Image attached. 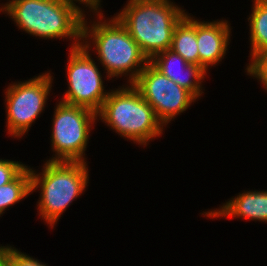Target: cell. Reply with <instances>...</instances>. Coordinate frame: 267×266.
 Instances as JSON below:
<instances>
[{"instance_id":"obj_1","label":"cell","mask_w":267,"mask_h":266,"mask_svg":"<svg viewBox=\"0 0 267 266\" xmlns=\"http://www.w3.org/2000/svg\"><path fill=\"white\" fill-rule=\"evenodd\" d=\"M96 17L99 20L88 26L86 15L84 16L81 45L87 51L94 46L98 60L105 71L107 70V78L129 75L128 83L132 84L149 63V59L116 16L108 18L109 21L104 19L103 13Z\"/></svg>"},{"instance_id":"obj_2","label":"cell","mask_w":267,"mask_h":266,"mask_svg":"<svg viewBox=\"0 0 267 266\" xmlns=\"http://www.w3.org/2000/svg\"><path fill=\"white\" fill-rule=\"evenodd\" d=\"M18 28L42 39H74L70 48L81 45L84 15L60 0H9L0 7Z\"/></svg>"},{"instance_id":"obj_3","label":"cell","mask_w":267,"mask_h":266,"mask_svg":"<svg viewBox=\"0 0 267 266\" xmlns=\"http://www.w3.org/2000/svg\"><path fill=\"white\" fill-rule=\"evenodd\" d=\"M115 15L150 60L170 49L173 32L187 14L170 0H128Z\"/></svg>"},{"instance_id":"obj_4","label":"cell","mask_w":267,"mask_h":266,"mask_svg":"<svg viewBox=\"0 0 267 266\" xmlns=\"http://www.w3.org/2000/svg\"><path fill=\"white\" fill-rule=\"evenodd\" d=\"M87 166L82 161H46L38 174L30 167L31 193L41 191L38 214L51 228L88 186Z\"/></svg>"},{"instance_id":"obj_5","label":"cell","mask_w":267,"mask_h":266,"mask_svg":"<svg viewBox=\"0 0 267 266\" xmlns=\"http://www.w3.org/2000/svg\"><path fill=\"white\" fill-rule=\"evenodd\" d=\"M97 117L120 137L145 147L164 130L152 106L132 84L111 90Z\"/></svg>"},{"instance_id":"obj_6","label":"cell","mask_w":267,"mask_h":266,"mask_svg":"<svg viewBox=\"0 0 267 266\" xmlns=\"http://www.w3.org/2000/svg\"><path fill=\"white\" fill-rule=\"evenodd\" d=\"M52 119L51 149L56 154L47 161H82L92 125L98 120L93 110L59 101Z\"/></svg>"},{"instance_id":"obj_7","label":"cell","mask_w":267,"mask_h":266,"mask_svg":"<svg viewBox=\"0 0 267 266\" xmlns=\"http://www.w3.org/2000/svg\"><path fill=\"white\" fill-rule=\"evenodd\" d=\"M52 77L50 73L45 72L7 87L4 92L6 127L11 137L22 138L44 110L52 87Z\"/></svg>"},{"instance_id":"obj_8","label":"cell","mask_w":267,"mask_h":266,"mask_svg":"<svg viewBox=\"0 0 267 266\" xmlns=\"http://www.w3.org/2000/svg\"><path fill=\"white\" fill-rule=\"evenodd\" d=\"M91 55L82 45L70 49L66 66L68 90L60 101L86 107L97 113L109 91L105 90L103 76Z\"/></svg>"},{"instance_id":"obj_9","label":"cell","mask_w":267,"mask_h":266,"mask_svg":"<svg viewBox=\"0 0 267 266\" xmlns=\"http://www.w3.org/2000/svg\"><path fill=\"white\" fill-rule=\"evenodd\" d=\"M132 85L152 106L163 126L168 125L197 100L188 90L162 74L150 62Z\"/></svg>"},{"instance_id":"obj_10","label":"cell","mask_w":267,"mask_h":266,"mask_svg":"<svg viewBox=\"0 0 267 266\" xmlns=\"http://www.w3.org/2000/svg\"><path fill=\"white\" fill-rule=\"evenodd\" d=\"M149 62L180 87L188 90L196 99L204 93L202 80L207 72L199 65L187 63L171 49L157 53Z\"/></svg>"},{"instance_id":"obj_11","label":"cell","mask_w":267,"mask_h":266,"mask_svg":"<svg viewBox=\"0 0 267 266\" xmlns=\"http://www.w3.org/2000/svg\"><path fill=\"white\" fill-rule=\"evenodd\" d=\"M230 27L227 20L212 22L196 20L199 66L206 72L210 66L217 65L224 58L231 41Z\"/></svg>"},{"instance_id":"obj_12","label":"cell","mask_w":267,"mask_h":266,"mask_svg":"<svg viewBox=\"0 0 267 266\" xmlns=\"http://www.w3.org/2000/svg\"><path fill=\"white\" fill-rule=\"evenodd\" d=\"M208 218H244L267 222V190L245 191L231 198L218 209L203 212Z\"/></svg>"},{"instance_id":"obj_13","label":"cell","mask_w":267,"mask_h":266,"mask_svg":"<svg viewBox=\"0 0 267 266\" xmlns=\"http://www.w3.org/2000/svg\"><path fill=\"white\" fill-rule=\"evenodd\" d=\"M191 17L190 14H186L175 26L170 49L187 63L199 65L196 20Z\"/></svg>"},{"instance_id":"obj_14","label":"cell","mask_w":267,"mask_h":266,"mask_svg":"<svg viewBox=\"0 0 267 266\" xmlns=\"http://www.w3.org/2000/svg\"><path fill=\"white\" fill-rule=\"evenodd\" d=\"M249 18L250 59L267 49V0H254Z\"/></svg>"},{"instance_id":"obj_15","label":"cell","mask_w":267,"mask_h":266,"mask_svg":"<svg viewBox=\"0 0 267 266\" xmlns=\"http://www.w3.org/2000/svg\"><path fill=\"white\" fill-rule=\"evenodd\" d=\"M31 194L30 166L26 167L13 181L0 187V216L6 208L19 203Z\"/></svg>"},{"instance_id":"obj_16","label":"cell","mask_w":267,"mask_h":266,"mask_svg":"<svg viewBox=\"0 0 267 266\" xmlns=\"http://www.w3.org/2000/svg\"><path fill=\"white\" fill-rule=\"evenodd\" d=\"M246 67L247 75L253 76L267 90V49L257 54Z\"/></svg>"},{"instance_id":"obj_17","label":"cell","mask_w":267,"mask_h":266,"mask_svg":"<svg viewBox=\"0 0 267 266\" xmlns=\"http://www.w3.org/2000/svg\"><path fill=\"white\" fill-rule=\"evenodd\" d=\"M6 159H0V187L13 181L27 166Z\"/></svg>"},{"instance_id":"obj_18","label":"cell","mask_w":267,"mask_h":266,"mask_svg":"<svg viewBox=\"0 0 267 266\" xmlns=\"http://www.w3.org/2000/svg\"><path fill=\"white\" fill-rule=\"evenodd\" d=\"M7 264L8 266H48L10 245H7Z\"/></svg>"},{"instance_id":"obj_19","label":"cell","mask_w":267,"mask_h":266,"mask_svg":"<svg viewBox=\"0 0 267 266\" xmlns=\"http://www.w3.org/2000/svg\"><path fill=\"white\" fill-rule=\"evenodd\" d=\"M61 2L64 3H68L70 5H73L74 7H76L84 16V11L83 9H81V7H79L78 5L75 4V2H81L80 4H84L86 7L88 6V8L90 9V11L96 13L95 15L100 14L102 11L100 10L101 8V0H60ZM75 1V2H74Z\"/></svg>"},{"instance_id":"obj_20","label":"cell","mask_w":267,"mask_h":266,"mask_svg":"<svg viewBox=\"0 0 267 266\" xmlns=\"http://www.w3.org/2000/svg\"><path fill=\"white\" fill-rule=\"evenodd\" d=\"M0 266H8L7 264V246L0 248Z\"/></svg>"}]
</instances>
